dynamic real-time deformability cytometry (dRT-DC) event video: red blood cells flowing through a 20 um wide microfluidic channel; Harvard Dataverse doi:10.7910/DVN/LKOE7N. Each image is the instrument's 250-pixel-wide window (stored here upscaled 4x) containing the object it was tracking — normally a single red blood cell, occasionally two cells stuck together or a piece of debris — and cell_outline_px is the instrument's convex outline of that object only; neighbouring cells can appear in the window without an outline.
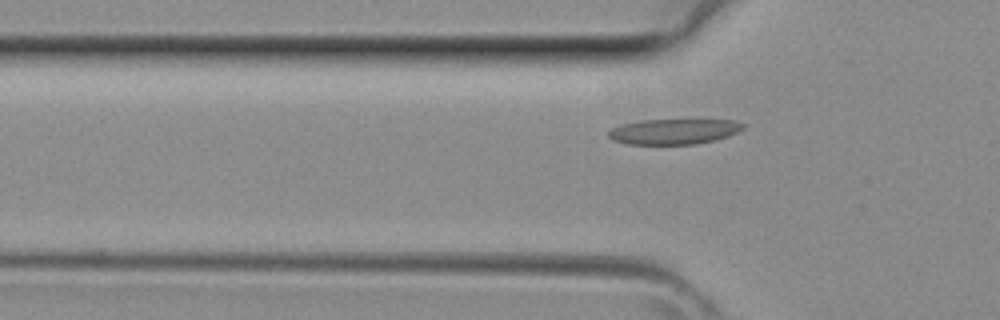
{"species": "common noctule bat (a hibernating species)", "species_latin": "Nyctalus noctula", "temperature_condition": "room temperature", "stored_images_in_passage": 5, "segment_of_instrument_passage": [2, 2], "camera_frame_rate_fps": 3000, "um_per_image_px": 0.085, "animal": {"sex": "female", "body_mass_g": 29.2, "forearm_length_mm": 56.3}, "frame": {"image": 1, "passage_image": 5, "time_ms": 1.333, "image_size_px": [1000, 320], "cell_outline_px": [[744, 128], [728, 136], [716, 140], [696, 144], [624, 144], [612, 140], [608, 136], [608, 132], [612, 128], [624, 124], [644, 120], [736, 120], [744, 124]], "centroid_in_image_um": [57.28, 11.18], "position_along_channel_um": 68.5, "area_um2": 19.83}}